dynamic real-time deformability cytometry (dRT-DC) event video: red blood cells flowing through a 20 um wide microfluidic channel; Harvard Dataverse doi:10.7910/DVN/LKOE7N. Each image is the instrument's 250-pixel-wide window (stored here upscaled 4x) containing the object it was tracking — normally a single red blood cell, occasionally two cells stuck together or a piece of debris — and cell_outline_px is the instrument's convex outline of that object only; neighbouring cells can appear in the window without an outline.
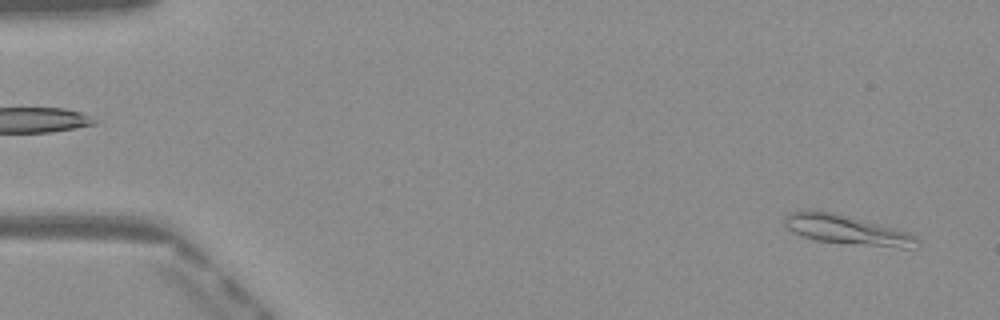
{"species": "Egyptian fruit bat (a non-hibernating species)", "species_latin": "Rousettus aegyptiacus", "temperature_condition": "warm", "stored_images_in_passage": 49, "camera_frame_rate_fps": 3000, "um_per_image_px": 0.085, "frame": {"image": 1, "passage_image": 2, "time_ms": 0.333, "image_size_px": [1000, 320], "cell_outline_px": [[920, 244], [916, 248], [900, 248], [816, 240], [792, 232], [784, 224], [784, 220], [788, 212], [804, 208], [816, 208], [896, 228], [908, 232], [916, 236], [920, 240]], "centroid_in_image_um": [71.97, 19.5], "position_along_channel_um": 13.0, "area_um2": 23.06}}
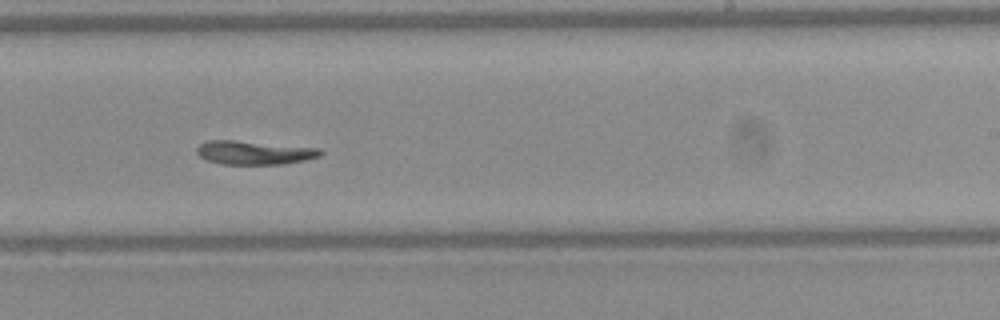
{"frame": {"image": 2, "passage_image": 30, "time_ms": 9.667, "image_size_px": [1000, 320], "cell_outline_px": [[324, 152], [320, 156], [304, 160], [284, 164], [224, 164], [208, 160], [200, 156], [196, 152], [196, 148], [200, 144], [208, 140], [232, 140], [320, 148]], "centroid_in_image_um": [21.62, 12.97], "position_along_channel_um": 267.4, "area_um2": 16.94}}
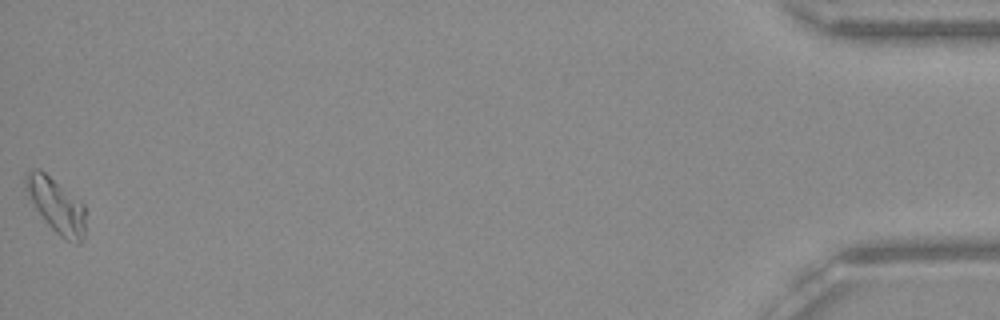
{"frame": {"image": 3, "passage_image": 49, "time_ms": 16.0, "image_size_px": [1000, 320], "cell_outline_px": [[84, 236], [80, 244], [76, 244], [60, 236], [48, 224], [36, 208], [28, 192], [24, 180], [24, 176], [28, 172], [36, 168], [40, 168], [80, 200], [84, 204]], "centroid_in_image_um": [4.81, 17.45], "position_along_channel_um": 430.4, "area_um2": 18.61}}